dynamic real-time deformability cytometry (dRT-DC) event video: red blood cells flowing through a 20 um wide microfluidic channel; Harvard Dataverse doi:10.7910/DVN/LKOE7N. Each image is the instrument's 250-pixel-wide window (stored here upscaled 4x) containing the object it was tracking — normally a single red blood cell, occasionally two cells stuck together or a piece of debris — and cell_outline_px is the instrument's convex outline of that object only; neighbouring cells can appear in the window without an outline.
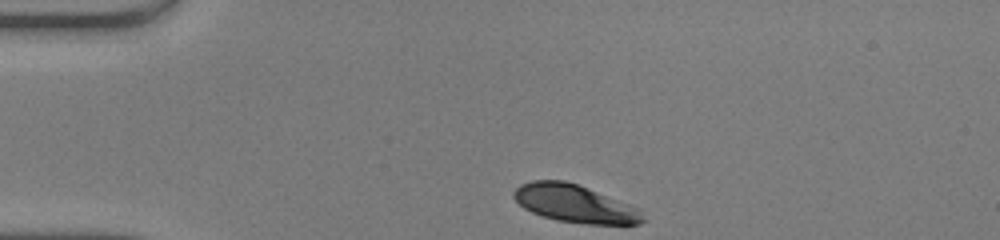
{"species": "human", "species_latin": "Homo sapiens", "temperature_condition": "warm", "stored_images_in_passage": 31, "camera_frame_rate_fps": 3000, "um_per_image_px": 0.085, "donor": {"sex": "male"}, "frame": {"image": 1, "passage_image": 1, "time_ms": 0.0, "image_size_px": [1000, 240], "cell_outline_px": [[648, 220], [640, 224], [588, 224], [556, 220], [532, 212], [524, 208], [512, 196], [512, 192], [520, 184], [532, 180], [564, 180], [576, 184], [640, 208]], "centroid_in_image_um": [48.88, 17.31], "position_along_channel_um": 36.1, "area_um2": 28.38}}
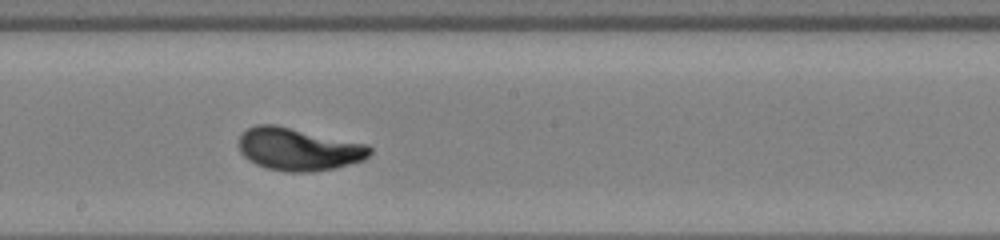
{"frame": {"image": 2, "passage_image": 18, "time_ms": 5.667, "image_size_px": [1000, 240], "cell_outline_px": [[372, 152], [364, 160], [336, 168], [312, 172], [288, 172], [268, 168], [256, 164], [248, 160], [240, 152], [240, 136], [248, 128], [256, 124], [276, 124], [368, 144], [372, 148]], "centroid_in_image_um": [25.41, 12.68], "position_along_channel_um": 222.8, "area_um2": 32.71}}
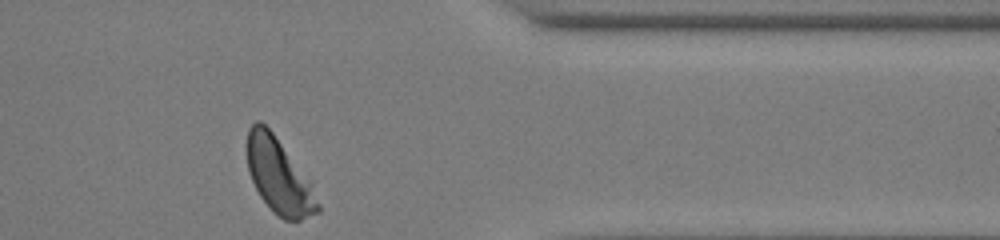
{"frame": {"image": 3, "passage_image": 31, "time_ms": 10.0, "image_size_px": [1000, 240], "cell_outline_px": [[320, 212], [300, 220], [284, 220], [260, 196], [248, 172], [244, 144], [248, 128], [256, 120], [260, 120], [272, 132], [312, 180], [320, 204]], "centroid_in_image_um": [23.71, 14.91], "position_along_channel_um": 387.7, "area_um2": 31.56}, "authors_computed_cell_mechanics": {"area_um2": 31.501, "velocity_mm_per_s": 4.1508, "shape_relaxation_time_tau1_ms": 1.8811, "shape_relaxation_time_tau2_ms": null, "deformation_change_tau1": 0.1487, "deformation_change_tau2": null}}